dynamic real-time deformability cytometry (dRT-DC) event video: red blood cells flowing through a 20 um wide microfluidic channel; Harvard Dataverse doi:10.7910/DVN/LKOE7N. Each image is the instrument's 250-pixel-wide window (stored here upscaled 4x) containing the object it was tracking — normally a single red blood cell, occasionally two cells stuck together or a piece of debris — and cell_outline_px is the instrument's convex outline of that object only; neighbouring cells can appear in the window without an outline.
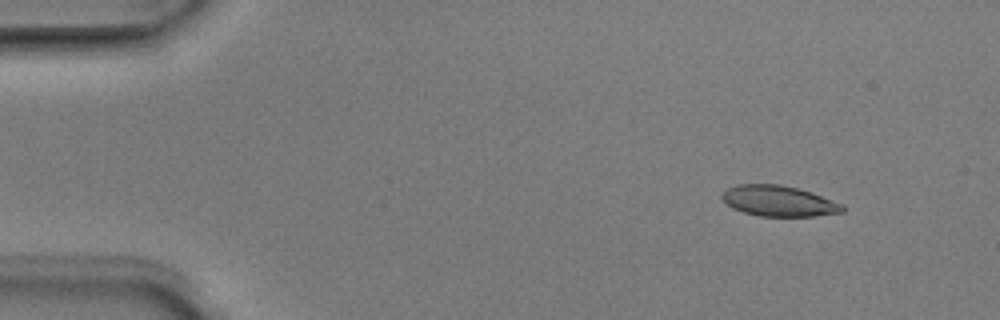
{"species": "Egyptian fruit bat (a non-hibernating species)", "species_latin": "Rousettus aegyptiacus", "temperature_condition": "room temperature", "stored_images_in_passage": 6, "camera_frame_rate_fps": 3000, "um_per_image_px": 0.085, "animal": {"sex": "male"}, "frame": {"image": 1, "passage_image": 2, "time_ms": 0.333, "image_size_px": [1000, 320], "cell_outline_px": [[844, 212], [812, 216], [760, 216], [744, 212], [732, 208], [720, 196], [728, 188], [736, 184], [780, 184], [812, 192], [844, 204]], "centroid_in_image_um": [66.21, 17.08], "position_along_channel_um": 18.8, "area_um2": 21.5}}
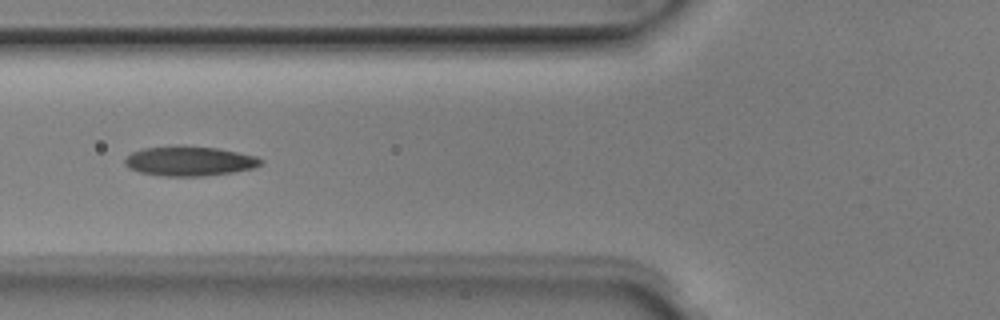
{"frame": {"image": 2, "passage_image": 5, "time_ms": 1.333, "image_size_px": [1000, 320], "cell_outline_px": [[264, 160], [260, 164], [252, 168], [232, 172], [204, 176], [164, 176], [140, 172], [128, 168], [124, 164], [124, 160], [132, 152], [144, 148], [216, 148], [256, 156]], "centroid_in_image_um": [16.1, 13.73], "position_along_channel_um": 109.7, "area_um2": 22.54}}
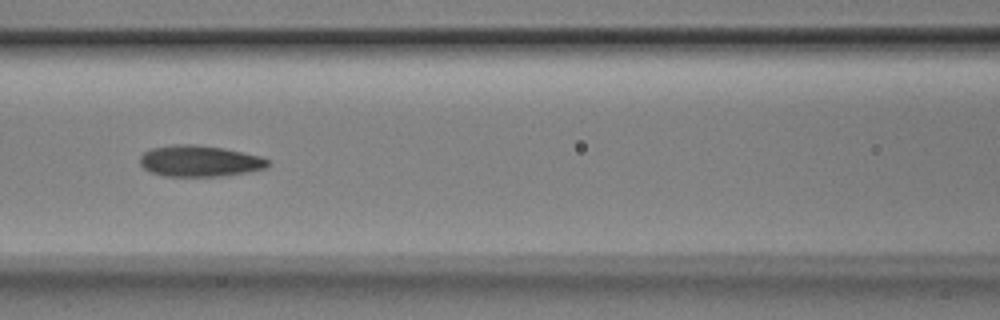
{"frame": {"image": 3, "passage_image": 6, "time_ms": 1.667, "image_size_px": [1000, 320], "cell_outline_px": [[272, 164], [268, 168], [248, 172], [220, 176], [164, 176], [152, 172], [144, 168], [140, 164], [140, 156], [144, 152], [152, 148], [172, 144], [192, 144], [224, 148], [260, 156], [272, 160]], "centroid_in_image_um": [17.02, 13.68], "position_along_channel_um": 149.6, "area_um2": 23.47}}